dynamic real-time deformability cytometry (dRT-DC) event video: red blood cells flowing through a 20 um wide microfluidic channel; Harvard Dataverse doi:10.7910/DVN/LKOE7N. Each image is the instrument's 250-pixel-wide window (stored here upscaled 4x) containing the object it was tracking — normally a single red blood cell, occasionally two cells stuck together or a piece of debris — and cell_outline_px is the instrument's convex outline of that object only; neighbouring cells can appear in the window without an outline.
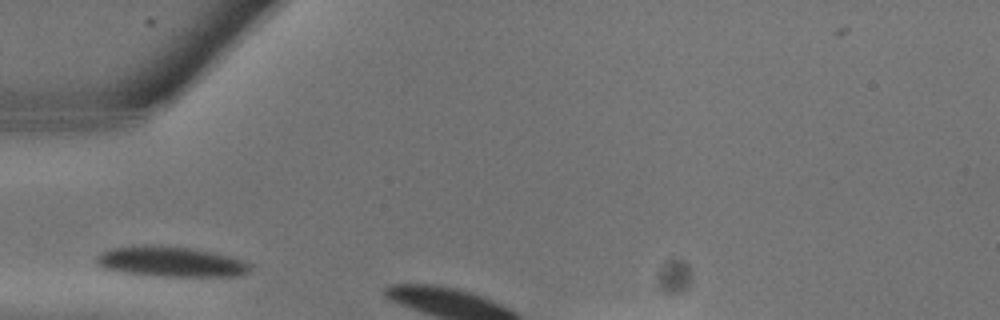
{"species": "common noctule bat (a hibernating species)", "species_latin": "Nyctalus noctula", "temperature_condition": "warm", "stored_images_in_passage": 2, "camera_frame_rate_fps": 3000, "um_per_image_px": 0.085, "animal": {"sex": "male", "body_mass_g": 13.3}, "frame": {"image": 1, "passage_image": 1, "time_ms": 0.0, "image_size_px": [1000, 320], "cell_outline_px": [[252, 268], [248, 272], [236, 276], [164, 276], [124, 272], [104, 268], [96, 264], [96, 256], [112, 248], [140, 244], [156, 244], [192, 248], [212, 252], [244, 260], [252, 264]], "centroid_in_image_um": [14.54, 22.22], "position_along_channel_um": 70.5, "area_um2": 27.17}}